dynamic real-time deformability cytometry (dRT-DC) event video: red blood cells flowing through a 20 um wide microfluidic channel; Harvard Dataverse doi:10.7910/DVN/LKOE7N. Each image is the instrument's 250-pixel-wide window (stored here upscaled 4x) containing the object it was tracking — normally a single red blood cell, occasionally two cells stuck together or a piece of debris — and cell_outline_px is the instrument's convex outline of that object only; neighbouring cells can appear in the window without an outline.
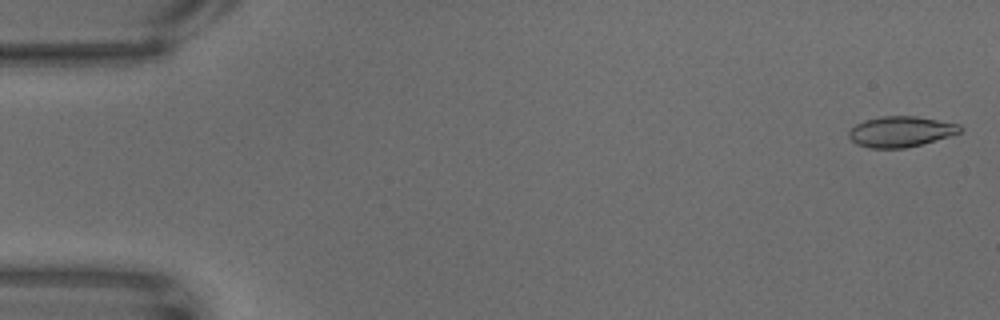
{"species": "common noctule bat (a hibernating species)", "species_latin": "Nyctalus noctula", "temperature_condition": "warm", "stored_images_in_passage": 65, "camera_frame_rate_fps": 3000, "um_per_image_px": 0.085, "animal": {"sex": "male", "body_mass_g": 18.8}, "frame": {"image": 1, "passage_image": 2, "time_ms": 0.333, "image_size_px": [1000, 320], "cell_outline_px": [[964, 128], [960, 132], [948, 136], [920, 144], [904, 148], [872, 148], [856, 144], [848, 136], [848, 132], [856, 124], [864, 120], [880, 116], [916, 116], [960, 124]], "centroid_in_image_um": [76.55, 11.17], "position_along_channel_um": 8.5, "area_um2": 19.71}}
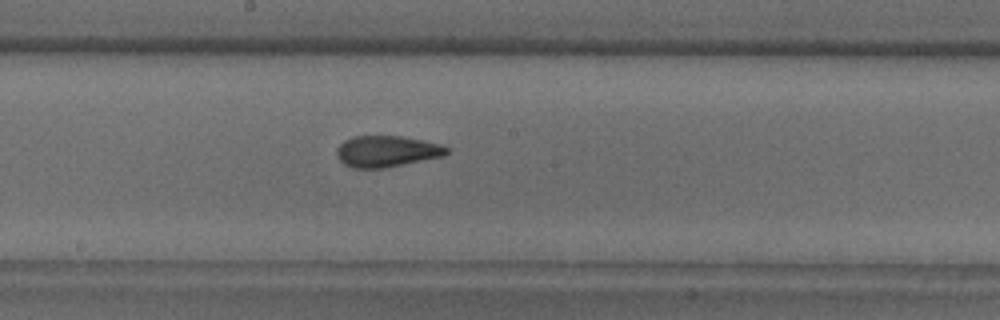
{"frame": {"image": 2, "passage_image": 35, "time_ms": 11.333, "image_size_px": [1000, 320], "cell_outline_px": [[452, 148], [444, 156], [384, 168], [352, 168], [344, 164], [336, 156], [336, 148], [344, 140], [352, 136], [404, 136], [440, 144]], "centroid_in_image_um": [32.87, 12.86], "position_along_channel_um": 215.3, "area_um2": 20.23}}
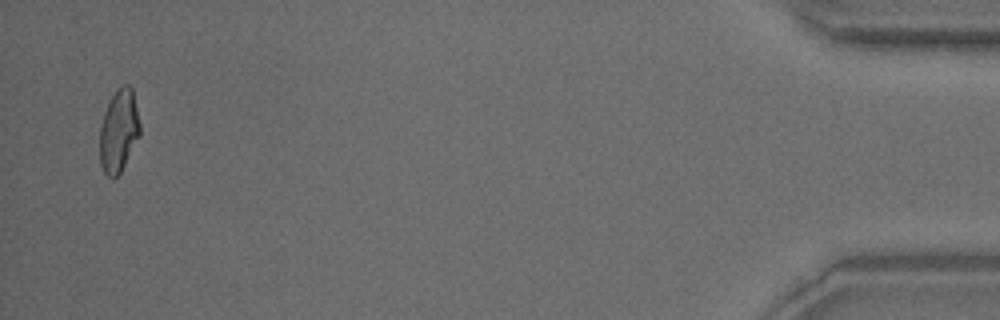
{"frame": {"image": 3, "passage_image": 63, "time_ms": 20.667, "image_size_px": [1000, 320], "cell_outline_px": [[140, 136], [120, 172], [112, 180], [104, 172], [100, 164], [100, 128], [104, 112], [112, 96], [124, 84], [128, 84], [132, 88], [140, 124]], "centroid_in_image_um": [10.1, 11.15], "position_along_channel_um": 425.1, "area_um2": 19.13}}